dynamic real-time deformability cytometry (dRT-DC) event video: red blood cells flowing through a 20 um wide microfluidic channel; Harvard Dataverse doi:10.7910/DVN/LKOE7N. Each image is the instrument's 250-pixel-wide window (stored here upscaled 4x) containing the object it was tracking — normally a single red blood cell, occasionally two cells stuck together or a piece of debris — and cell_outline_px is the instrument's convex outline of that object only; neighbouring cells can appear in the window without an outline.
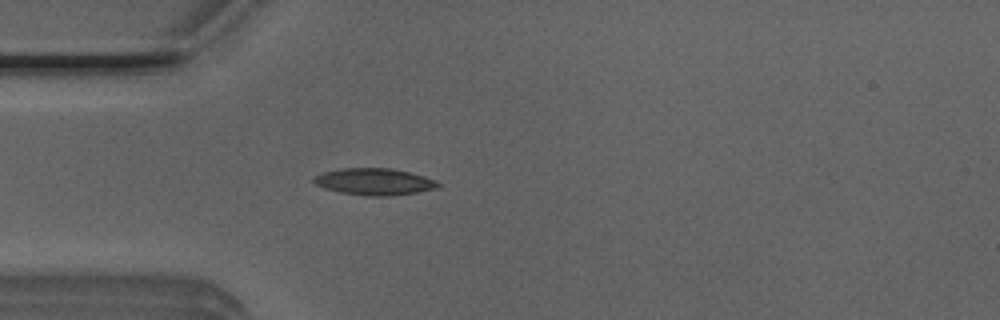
{"species": "Egyptian fruit bat (a non-hibernating species)", "species_latin": "Rousettus aegyptiacus", "temperature_condition": "room temperature", "stored_images_in_passage": 39, "camera_frame_rate_fps": 3000, "um_per_image_px": 0.085, "animal": {"sex": "male"}, "frame": {"image": 1, "passage_image": 1, "time_ms": 0.0, "image_size_px": [1000, 320], "cell_outline_px": [[440, 184], [436, 188], [416, 192], [392, 196], [364, 196], [340, 192], [324, 188], [316, 184], [312, 180], [312, 176], [324, 172], [340, 168], [392, 168], [424, 176], [436, 180]], "centroid_in_image_um": [31.78, 15.44], "position_along_channel_um": 53.2, "area_um2": 19.42}}
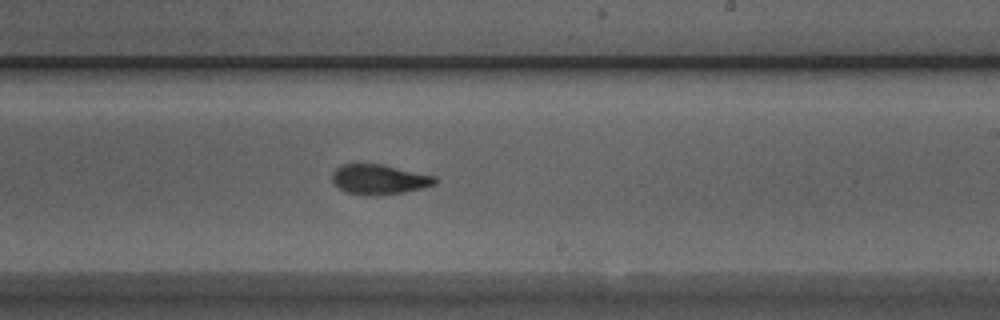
{"frame": {"image": 2, "passage_image": 17, "time_ms": 5.333, "image_size_px": [1000, 320], "cell_outline_px": [[436, 184], [404, 192], [376, 196], [348, 192], [340, 188], [332, 180], [332, 172], [340, 164], [384, 164], [436, 176]], "centroid_in_image_um": [32.24, 15.23], "position_along_channel_um": 256.8, "area_um2": 17.86}}
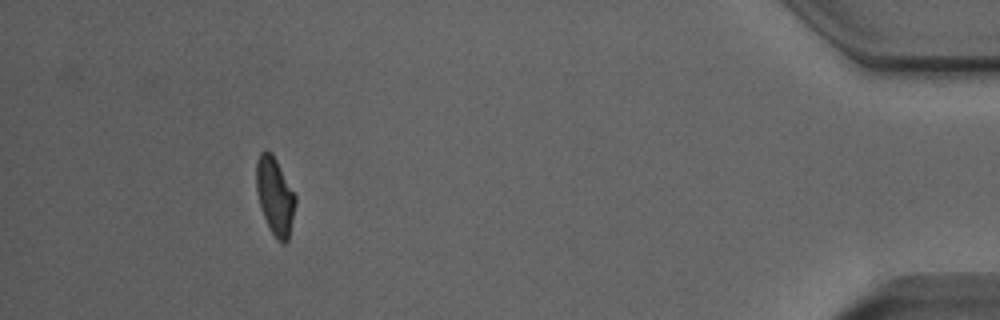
{"frame": {"image": 3, "passage_image": 34, "time_ms": 11.0, "image_size_px": [1000, 320], "cell_outline_px": [[296, 204], [288, 240], [284, 244], [280, 244], [276, 240], [264, 216], [256, 192], [256, 160], [260, 152], [268, 148], [272, 152], [296, 196]], "centroid_in_image_um": [23.37, 16.64], "position_along_channel_um": 411.8, "area_um2": 17.74}}